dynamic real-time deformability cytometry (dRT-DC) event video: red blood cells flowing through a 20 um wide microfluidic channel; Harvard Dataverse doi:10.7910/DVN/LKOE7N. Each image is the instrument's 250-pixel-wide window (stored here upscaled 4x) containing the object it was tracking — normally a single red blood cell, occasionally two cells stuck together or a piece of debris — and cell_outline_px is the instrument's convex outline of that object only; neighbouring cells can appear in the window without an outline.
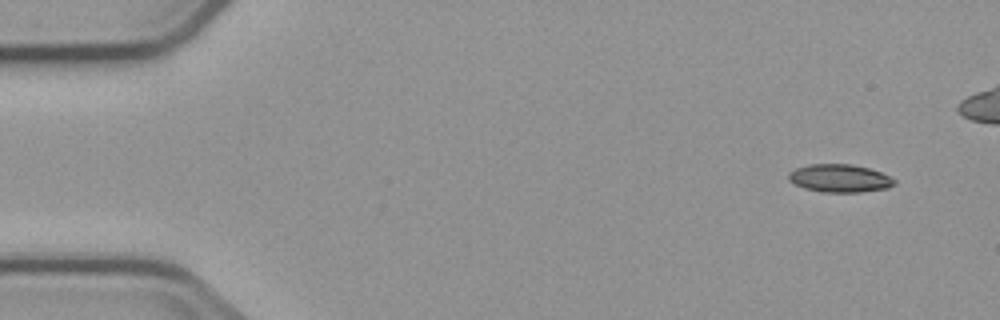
{"species": "common noctule bat (a hibernating species)", "species_latin": "Nyctalus noctula", "temperature_condition": "cold", "stored_images_in_passage": 5, "camera_frame_rate_fps": 3000, "um_per_image_px": 0.085, "animal": {"sex": "male", "body_mass_g": 23.1, "forearm_length_mm": 52.7}, "frame": {"image": 1, "passage_image": 1, "time_ms": 0.0, "image_size_px": [1000, 320], "cell_outline_px": [[896, 184], [888, 188], [860, 192], [824, 192], [804, 188], [788, 180], [788, 172], [796, 168], [808, 164], [852, 164], [868, 168], [880, 172], [896, 180]], "centroid_in_image_um": [71.37, 15.15], "position_along_channel_um": 13.6, "area_um2": 17.22}}